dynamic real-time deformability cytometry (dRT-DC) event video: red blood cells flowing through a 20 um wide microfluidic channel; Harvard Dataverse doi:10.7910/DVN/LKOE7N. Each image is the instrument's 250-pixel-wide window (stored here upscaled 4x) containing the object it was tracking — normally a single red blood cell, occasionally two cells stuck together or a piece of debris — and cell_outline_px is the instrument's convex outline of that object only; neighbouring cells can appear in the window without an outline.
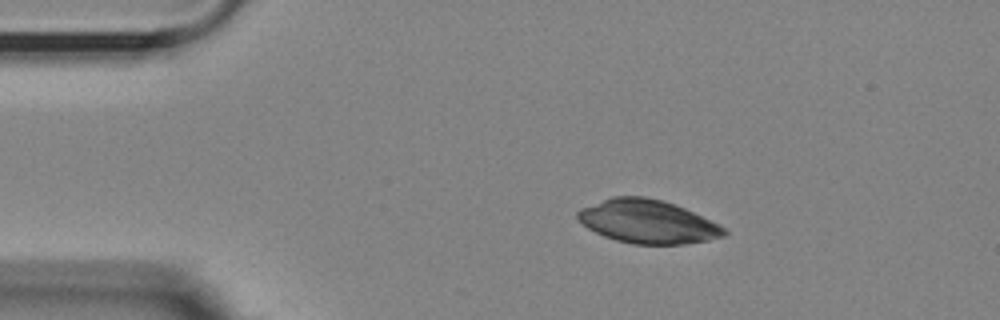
{"species": "Egyptian fruit bat (a non-hibernating species)", "species_latin": "Rousettus aegyptiacus", "temperature_condition": "room temperature", "stored_images_in_passage": 46, "camera_frame_rate_fps": 3000, "um_per_image_px": 0.085, "animal": {"sex": "female"}, "frame": {"image": 1, "passage_image": 1, "time_ms": 0.0, "image_size_px": [1000, 320], "cell_outline_px": [[728, 232], [724, 236], [708, 240], [684, 244], [636, 244], [616, 240], [604, 236], [588, 228], [576, 220], [576, 212], [580, 208], [612, 196], [644, 196], [660, 200], [684, 208], [724, 228]], "centroid_in_image_um": [54.98, 18.83], "position_along_channel_um": 30.0, "area_um2": 36.7}}
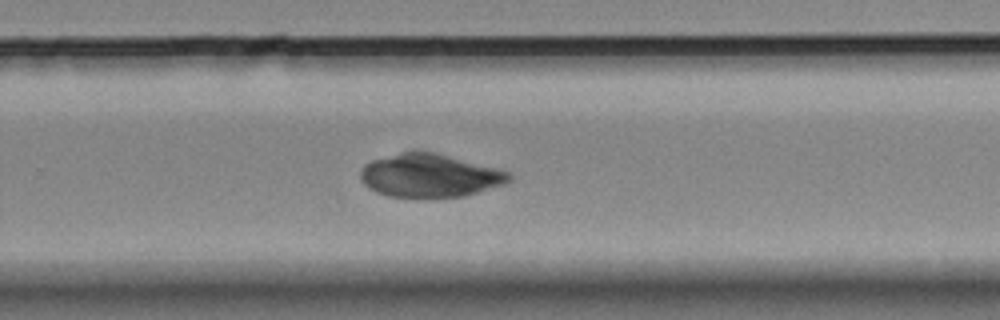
{"frame": {"image": 2, "passage_image": 27, "time_ms": 8.667, "image_size_px": [1000, 320], "cell_outline_px": [[512, 180], [504, 184], [464, 196], [388, 196], [376, 192], [368, 188], [360, 180], [360, 172], [364, 164], [372, 160], [412, 148], [416, 148], [448, 156], [508, 172], [512, 176]], "centroid_in_image_um": [36.45, 14.89], "position_along_channel_um": 293.4, "area_um2": 37.22}}
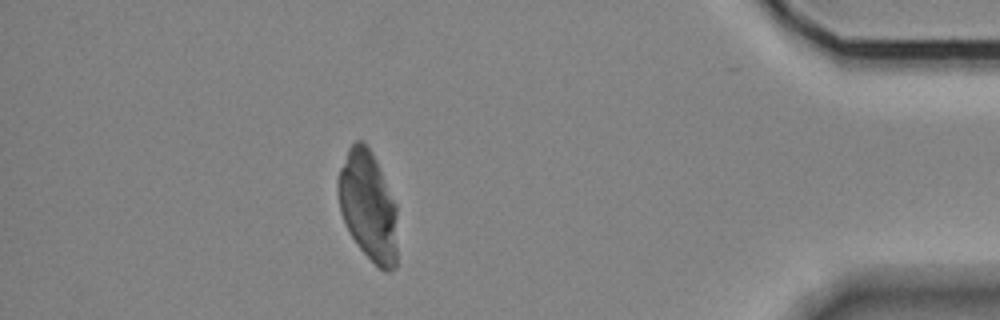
{"frame": {"image": 3, "passage_image": 40, "time_ms": 13.0, "image_size_px": [1000, 320], "cell_outline_px": [[396, 268], [388, 272], [380, 268], [356, 244], [340, 212], [336, 188], [336, 180], [340, 168], [348, 148], [356, 140], [364, 140], [372, 152], [376, 160], [396, 204]], "centroid_in_image_um": [31.27, 17.46], "position_along_channel_um": 403.9, "area_um2": 37.92}}